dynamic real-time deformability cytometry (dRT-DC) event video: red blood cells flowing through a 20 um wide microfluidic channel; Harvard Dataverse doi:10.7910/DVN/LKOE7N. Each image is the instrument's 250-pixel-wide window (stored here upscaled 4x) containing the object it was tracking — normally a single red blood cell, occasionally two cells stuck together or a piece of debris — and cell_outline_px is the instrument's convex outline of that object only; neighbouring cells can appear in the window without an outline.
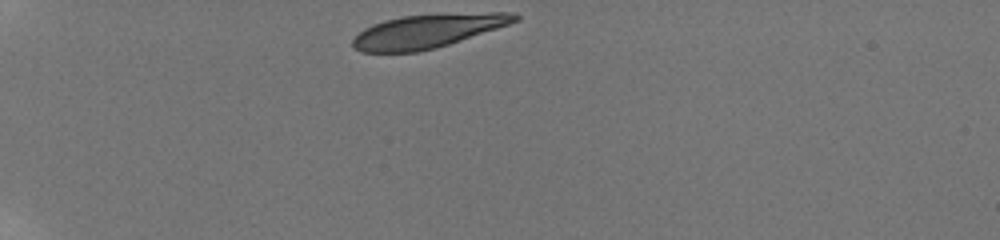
{"species": "human", "species_latin": "Homo sapiens", "temperature_condition": "room temperature", "stored_images_in_passage": 40, "camera_frame_rate_fps": 3000, "um_per_image_px": 0.085, "donor": {"sex": "male"}, "frame": {"image": 1, "passage_image": 1, "time_ms": 0.0, "image_size_px": [1000, 240], "cell_outline_px": [[520, 20], [436, 48], [416, 52], [360, 52], [352, 48], [352, 40], [364, 28], [372, 24], [384, 20], [404, 16], [488, 12], [516, 12], [520, 16]], "centroid_in_image_um": [36.32, 2.64], "position_along_channel_um": 48.7, "area_um2": 31.5}}
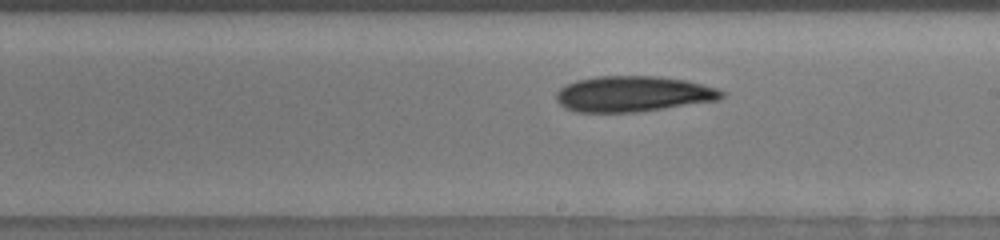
{"frame": {"image": 2, "passage_image": 20, "time_ms": 6.333, "image_size_px": [1000, 240], "cell_outline_px": [[724, 96], [720, 100], [636, 112], [576, 112], [564, 108], [556, 100], [556, 92], [564, 84], [576, 80], [596, 76], [660, 76], [684, 80], [716, 88], [724, 92]], "centroid_in_image_um": [53.77, 7.98], "position_along_channel_um": 235.2, "area_um2": 34.51}}
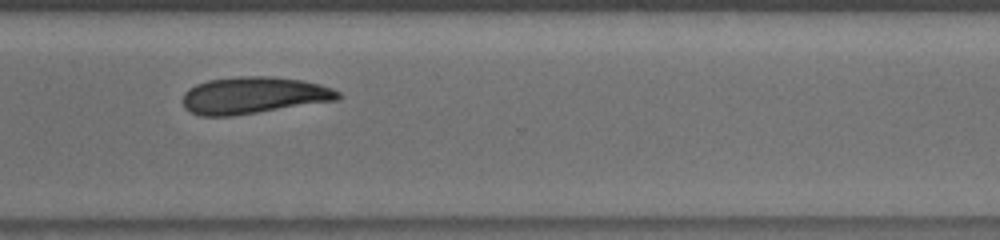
{"frame": {"image": 3, "passage_image": 29, "time_ms": 9.333, "image_size_px": [1000, 240], "cell_outline_px": [[340, 100], [232, 116], [200, 116], [184, 108], [184, 92], [188, 88], [196, 84], [208, 80], [236, 76], [268, 76], [304, 80], [320, 84], [332, 88], [340, 92]], "centroid_in_image_um": [21.58, 8.1], "position_along_channel_um": 349.0, "area_um2": 33.58}, "authors_computed_cell_mechanics": {"area_um2": 33.5818, "velocity_mm_per_s": 3.7838, "shape_relaxation_time_tau1_ms": 3.7465, "shape_relaxation_time_tau2_ms": 8.1389, "deformation_change_tau1": 0.0856, "deformation_change_tau2": 0.0713}}